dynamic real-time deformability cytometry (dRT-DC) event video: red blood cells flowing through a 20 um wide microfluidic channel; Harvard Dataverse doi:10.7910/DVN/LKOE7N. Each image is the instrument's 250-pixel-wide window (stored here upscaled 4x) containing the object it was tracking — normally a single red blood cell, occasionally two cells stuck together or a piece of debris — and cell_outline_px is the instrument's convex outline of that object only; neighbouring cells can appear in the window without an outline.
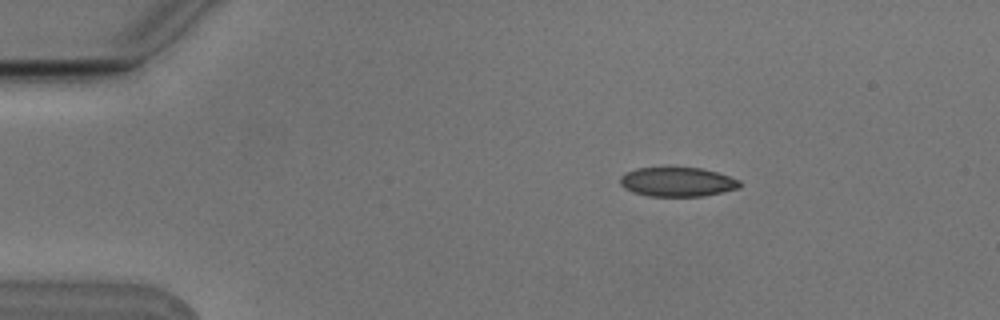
{"species": "Egyptian fruit bat (a non-hibernating species)", "species_latin": "Rousettus aegyptiacus", "temperature_condition": "cold", "stored_images_in_passage": 4, "camera_frame_rate_fps": 3000, "um_per_image_px": 0.085, "animal": {"sex": "male"}, "frame": {"image": 1, "passage_image": 3, "time_ms": 0.667, "image_size_px": [1000, 320], "cell_outline_px": [[744, 184], [740, 188], [704, 196], [648, 196], [632, 192], [624, 188], [620, 184], [620, 176], [624, 172], [636, 168], [700, 168], [716, 172], [740, 180]], "centroid_in_image_um": [57.57, 15.47], "position_along_channel_um": 27.4, "area_um2": 20.52}}